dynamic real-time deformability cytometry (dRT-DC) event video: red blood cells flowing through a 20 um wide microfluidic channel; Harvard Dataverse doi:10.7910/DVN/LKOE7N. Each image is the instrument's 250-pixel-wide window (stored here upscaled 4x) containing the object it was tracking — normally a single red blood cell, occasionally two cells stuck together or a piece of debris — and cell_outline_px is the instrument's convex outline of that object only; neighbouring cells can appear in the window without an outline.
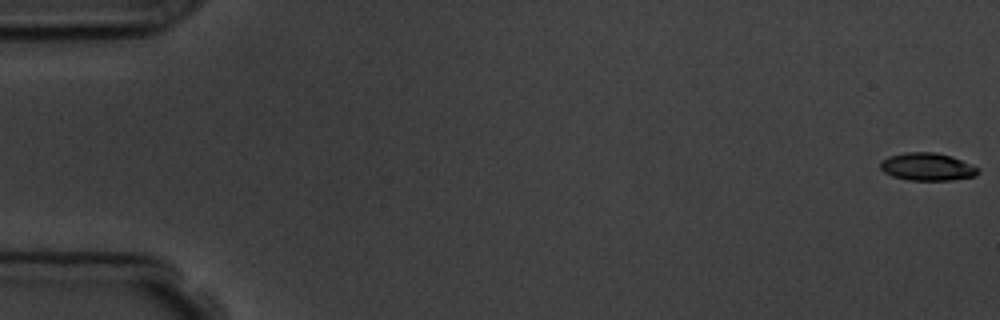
{"species": "common noctule bat (a hibernating species)", "species_latin": "Nyctalus noctula", "temperature_condition": "room temperature", "stored_images_in_passage": 8, "camera_frame_rate_fps": 3000, "um_per_image_px": 0.085, "animal": {"sex": "male", "body_mass_g": 19.5, "forearm_length_mm": 54.6}, "frame": {"image": 1, "passage_image": 1, "time_ms": 0.0, "image_size_px": [1000, 320], "cell_outline_px": [[980, 172], [976, 176], [952, 180], [908, 180], [892, 176], [884, 172], [880, 168], [880, 164], [888, 156], [904, 152], [936, 152], [952, 156], [972, 164], [980, 168]], "centroid_in_image_um": [78.86, 14.17], "position_along_channel_um": 6.1, "area_um2": 15.95}}
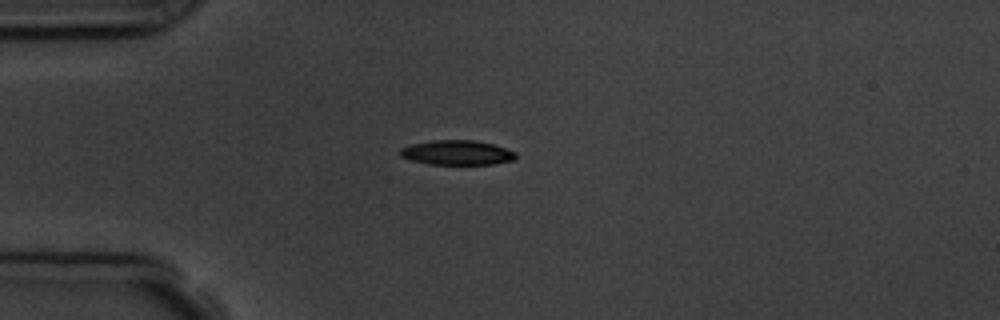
{"frame": {"image": 2, "passage_image": 5, "time_ms": 4.667, "image_size_px": [1000, 320], "cell_outline_px": [[516, 156], [512, 160], [492, 164], [428, 164], [412, 160], [400, 156], [400, 148], [412, 144], [432, 140], [472, 140], [492, 144], [516, 152]], "centroid_in_image_um": [38.81, 12.97], "position_along_channel_um": 46.2, "area_um2": 16.42}}